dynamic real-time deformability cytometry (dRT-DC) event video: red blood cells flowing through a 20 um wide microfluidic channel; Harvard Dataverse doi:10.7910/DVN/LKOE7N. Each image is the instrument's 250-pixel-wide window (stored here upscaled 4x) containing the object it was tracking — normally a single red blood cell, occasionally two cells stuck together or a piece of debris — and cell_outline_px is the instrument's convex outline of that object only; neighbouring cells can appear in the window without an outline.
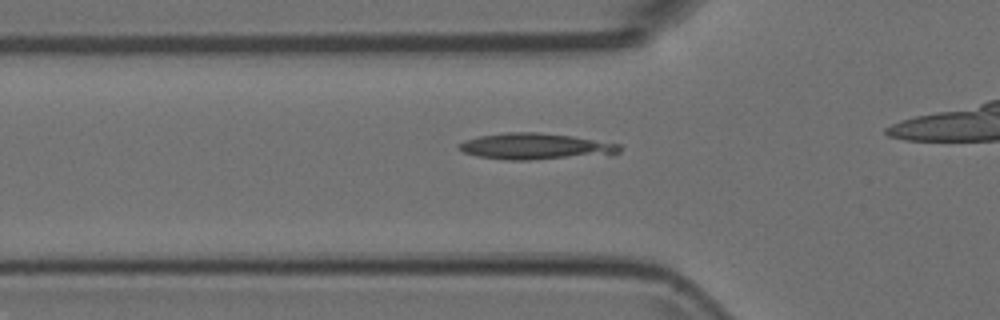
{"species": "Egyptian fruit bat (a non-hibernating species)", "species_latin": "Rousettus aegyptiacus", "temperature_condition": "room temperature", "stored_images_in_passage": 18, "camera_frame_rate_fps": 3000, "um_per_image_px": 0.085, "animal": {"sex": "female"}, "frame": {"image": 1, "passage_image": 6, "time_ms": 1.667, "image_size_px": [1000, 320], "cell_outline_px": [[620, 152], [612, 156], [528, 160], [508, 160], [480, 156], [464, 152], [456, 148], [456, 144], [464, 140], [480, 136], [508, 132], [536, 132], [572, 136], [620, 144]], "centroid_in_image_um": [45.58, 12.46], "position_along_channel_um": 80.2, "area_um2": 24.97}}
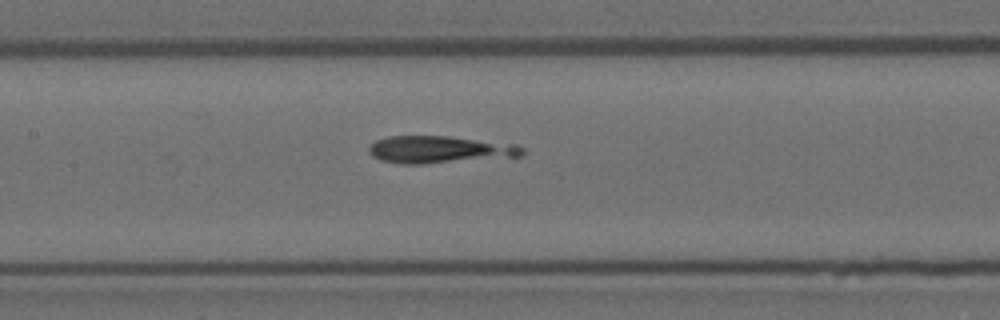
{"frame": {"image": 2, "passage_image": 13, "time_ms": 4.0, "image_size_px": [1000, 320], "cell_outline_px": [[524, 152], [520, 156], [420, 164], [400, 164], [380, 160], [372, 156], [368, 152], [368, 148], [376, 140], [388, 136], [448, 136], [516, 144], [524, 148]], "centroid_in_image_um": [37.33, 12.71], "position_along_channel_um": 170.1, "area_um2": 24.28}}
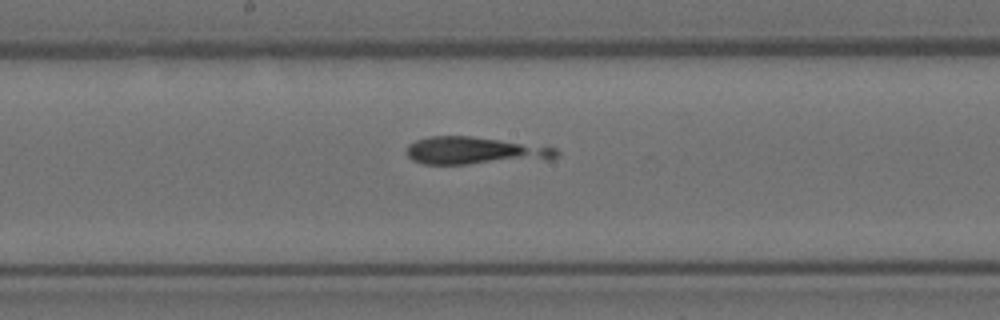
{"frame": {"image": 3, "passage_image": 16, "time_ms": 5.0, "image_size_px": [1000, 320], "cell_outline_px": [[560, 152], [552, 160], [468, 164], [424, 164], [412, 160], [408, 156], [408, 144], [416, 140], [428, 136], [472, 136], [556, 148]], "centroid_in_image_um": [40.4, 12.82], "position_along_channel_um": 207.8, "area_um2": 24.16}}